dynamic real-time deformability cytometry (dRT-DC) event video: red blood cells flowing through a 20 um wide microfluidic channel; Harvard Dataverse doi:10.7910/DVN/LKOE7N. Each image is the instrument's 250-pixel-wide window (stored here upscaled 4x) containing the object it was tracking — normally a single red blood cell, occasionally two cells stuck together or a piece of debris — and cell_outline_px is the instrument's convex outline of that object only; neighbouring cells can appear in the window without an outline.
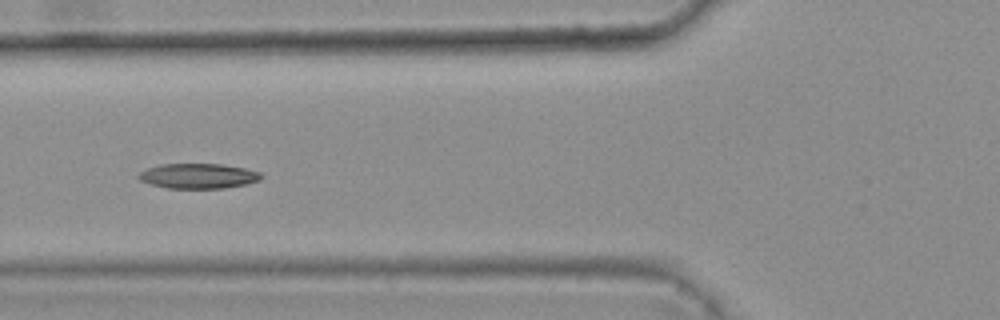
{"species": "common noctule bat (a hibernating species)", "species_latin": "Nyctalus noctula", "temperature_condition": "warm", "stored_images_in_passage": 8, "camera_frame_rate_fps": 3000, "um_per_image_px": 0.085, "animal": {"sex": "female", "body_mass_g": 25.1}, "frame": {"image": 1, "passage_image": 5, "time_ms": 1.333, "image_size_px": [1000, 320], "cell_outline_px": [[264, 176], [260, 180], [244, 184], [224, 188], [168, 188], [152, 184], [140, 180], [136, 176], [140, 172], [148, 168], [160, 164], [220, 164], [244, 168], [260, 172]], "centroid_in_image_um": [16.85, 14.95], "position_along_channel_um": 108.9, "area_um2": 17.74}}
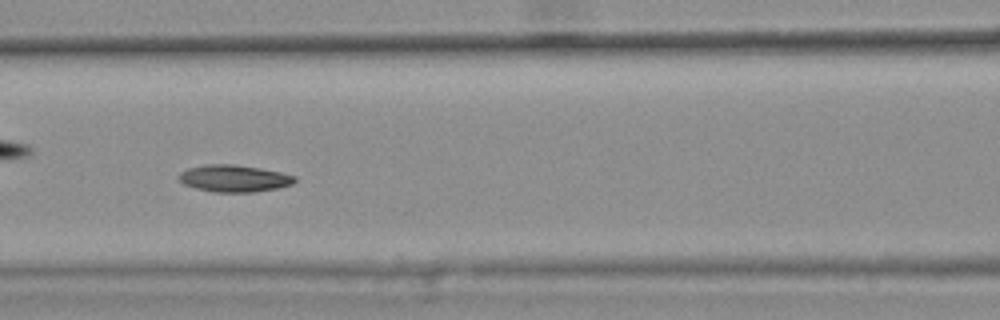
{"frame": {"image": 2, "passage_image": 6, "time_ms": 1.667, "image_size_px": [1000, 320], "cell_outline_px": [[296, 180], [292, 184], [276, 188], [252, 192], [212, 192], [196, 188], [184, 184], [176, 176], [180, 172], [188, 168], [208, 164], [232, 164], [260, 168], [280, 172], [296, 176]], "centroid_in_image_um": [19.87, 15.16], "position_along_channel_um": 146.7, "area_um2": 18.15}}
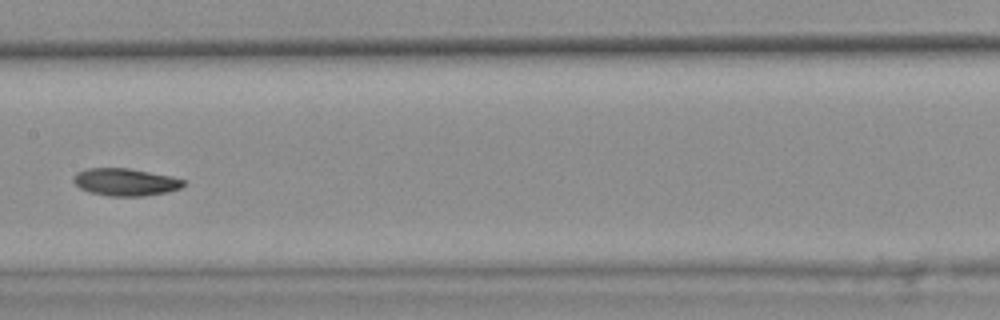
{"frame": {"image": 3, "passage_image": 7, "time_ms": 2.0, "image_size_px": [1000, 320], "cell_outline_px": [[184, 184], [180, 188], [168, 192], [144, 196], [108, 196], [88, 192], [80, 188], [72, 180], [72, 176], [76, 172], [88, 168], [128, 168], [172, 176], [184, 180]], "centroid_in_image_um": [10.63, 15.47], "position_along_channel_um": 196.8, "area_um2": 17.69}}